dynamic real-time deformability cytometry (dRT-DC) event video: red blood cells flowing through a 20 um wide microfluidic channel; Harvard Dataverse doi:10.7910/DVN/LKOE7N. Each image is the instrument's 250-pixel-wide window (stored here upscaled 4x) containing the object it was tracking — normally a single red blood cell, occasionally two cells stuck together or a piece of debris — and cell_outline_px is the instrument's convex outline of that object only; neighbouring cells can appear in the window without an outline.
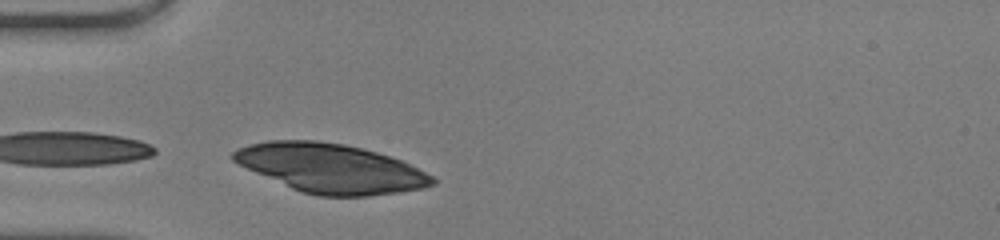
{"species": "human", "species_latin": "Homo sapiens", "temperature_condition": "warm", "stored_images_in_passage": 4, "camera_frame_rate_fps": 3000, "um_per_image_px": 0.085, "donor": {"sex": "male"}, "frame": {"image": 1, "passage_image": 4, "time_ms": 1.0, "image_size_px": [1000, 240], "cell_outline_px": [[436, 184], [424, 188], [368, 196], [316, 196], [300, 192], [256, 172], [232, 160], [232, 152], [236, 148], [248, 144], [268, 140], [316, 140], [344, 144], [376, 152], [400, 160], [432, 176], [436, 180]], "centroid_in_image_um": [28.08, 14.3], "position_along_channel_um": 56.9, "area_um2": 56.47}}